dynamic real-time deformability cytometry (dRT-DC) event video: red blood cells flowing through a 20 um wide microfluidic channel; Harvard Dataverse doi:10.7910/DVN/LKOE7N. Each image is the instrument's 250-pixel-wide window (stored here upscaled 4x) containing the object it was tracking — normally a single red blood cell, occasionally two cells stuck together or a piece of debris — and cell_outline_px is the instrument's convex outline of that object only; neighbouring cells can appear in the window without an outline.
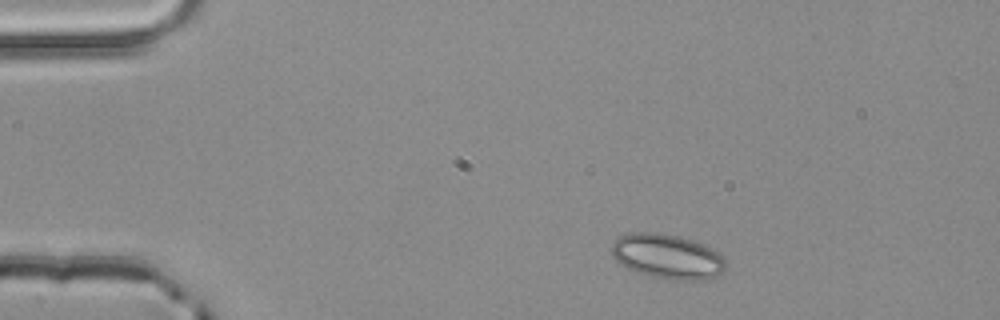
{"species": "common noctule bat (a hibernating species)", "species_latin": "Nyctalus noctula", "temperature_condition": "room temperature", "stored_images_in_passage": 2, "camera_frame_rate_fps": 3000, "um_per_image_px": 0.085, "animal": {"sex": "male", "body_mass_g": 20.4}, "frame": {"image": 1, "passage_image": 1, "time_ms": 0.0, "image_size_px": [1000, 320], "cell_outline_px": [[724, 272], [708, 280], [676, 280], [652, 276], [628, 268], [616, 260], [612, 256], [612, 240], [620, 236], [632, 232], [656, 232], [676, 236], [692, 240], [712, 248], [720, 252], [724, 256]], "centroid_in_image_um": [56.75, 21.79], "position_along_channel_um": 28.3, "area_um2": 29.71}}